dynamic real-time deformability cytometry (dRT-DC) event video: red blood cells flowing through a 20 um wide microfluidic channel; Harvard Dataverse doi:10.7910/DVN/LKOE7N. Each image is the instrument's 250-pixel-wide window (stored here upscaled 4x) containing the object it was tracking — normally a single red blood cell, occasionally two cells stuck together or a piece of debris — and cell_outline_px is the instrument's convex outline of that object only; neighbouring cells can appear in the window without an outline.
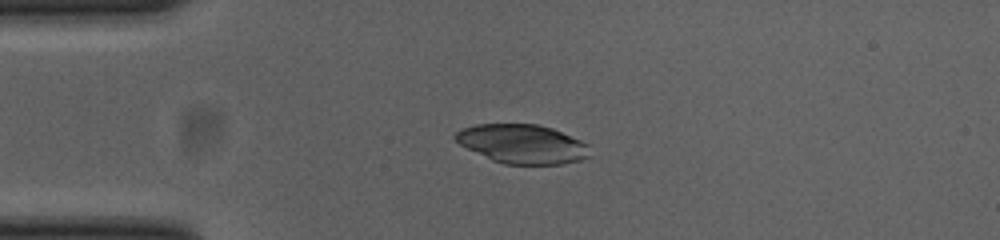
{"species": "common noctule bat (a hibernating species)", "species_latin": "Nyctalus noctula", "temperature_condition": "cold", "stored_images_in_passage": 42, "camera_frame_rate_fps": 3000, "um_per_image_px": 0.085, "animal": {"sex": "female", "body_mass_g": 23.0, "forearm_length_mm": 53.4}, "frame": {"image": 1, "passage_image": 2, "time_ms": 0.333, "image_size_px": [1000, 240], "cell_outline_px": [[588, 156], [580, 160], [560, 164], [504, 164], [492, 160], [460, 144], [452, 136], [456, 132], [464, 128], [476, 124], [536, 124], [552, 128], [580, 140], [588, 144]], "centroid_in_image_um": [44.38, 12.23], "position_along_channel_um": 40.6, "area_um2": 30.23}}